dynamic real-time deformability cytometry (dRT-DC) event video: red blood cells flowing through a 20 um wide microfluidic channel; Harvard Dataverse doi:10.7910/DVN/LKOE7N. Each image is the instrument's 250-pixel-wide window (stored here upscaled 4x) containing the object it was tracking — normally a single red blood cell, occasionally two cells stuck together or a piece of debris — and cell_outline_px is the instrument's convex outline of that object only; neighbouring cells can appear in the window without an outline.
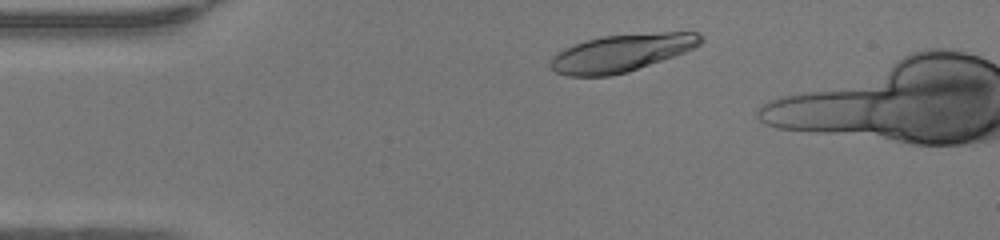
{"species": "human", "species_latin": "Homo sapiens", "temperature_condition": "warm", "stored_images_in_passage": 38, "camera_frame_rate_fps": 3000, "um_per_image_px": 0.085, "donor": {"sex": "female"}, "frame": {"image": 1, "passage_image": 4, "time_ms": 1.0, "image_size_px": [1000, 240], "cell_outline_px": [[704, 40], [700, 44], [684, 52], [628, 72], [612, 76], [568, 76], [556, 72], [548, 64], [548, 60], [556, 52], [572, 44], [584, 40], [600, 36], [664, 32], [700, 32]], "centroid_in_image_um": [52.77, 4.5], "position_along_channel_um": 32.2, "area_um2": 33.0}}
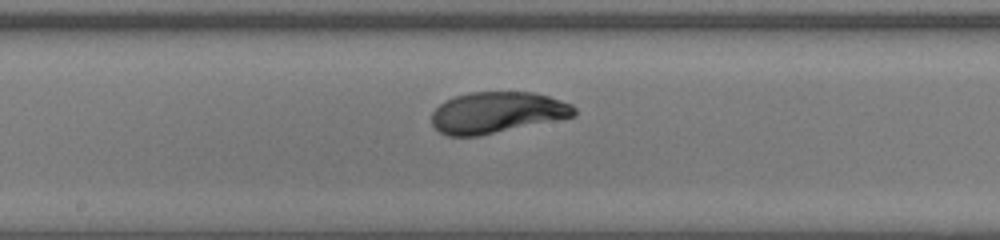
{"frame": {"image": 2, "passage_image": 20, "time_ms": 6.333, "image_size_px": [1000, 240], "cell_outline_px": [[576, 116], [480, 136], [448, 136], [440, 132], [432, 124], [432, 112], [444, 100], [456, 96], [472, 92], [532, 92], [548, 96], [572, 104], [576, 108]], "centroid_in_image_um": [42.25, 9.57], "position_along_channel_um": 205.9, "area_um2": 34.28}}
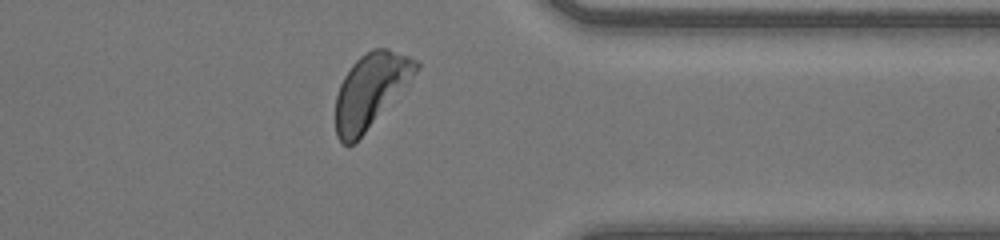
{"frame": {"image": 3, "passage_image": 33, "time_ms": 10.667, "image_size_px": [1000, 240], "cell_outline_px": [[420, 68], [364, 132], [348, 148], [336, 136], [336, 96], [340, 84], [344, 76], [352, 64], [360, 56], [372, 48], [388, 48], [408, 56], [416, 60], [420, 64]], "centroid_in_image_um": [31.47, 7.66], "position_along_channel_um": 379.9, "area_um2": 33.81}, "authors_computed_cell_mechanics": {"area_um2": 34.2754, "velocity_mm_per_s": 4.2279, "shape_relaxation_time_tau1_ms": 2.7199, "shape_relaxation_time_tau2_ms": 1.2065, "deformation_change_tau1": 0.1644, "deformation_change_tau2": 0.0428}}